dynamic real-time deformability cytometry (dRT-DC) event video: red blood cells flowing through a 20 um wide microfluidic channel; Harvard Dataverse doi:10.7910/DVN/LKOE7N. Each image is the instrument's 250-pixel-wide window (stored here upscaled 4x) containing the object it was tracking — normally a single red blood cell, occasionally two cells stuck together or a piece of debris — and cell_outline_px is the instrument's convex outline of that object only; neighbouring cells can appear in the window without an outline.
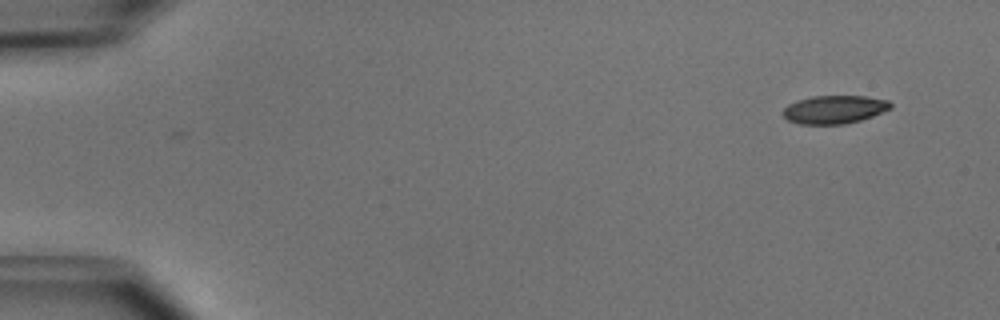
{"species": "common noctule bat (a hibernating species)", "species_latin": "Nyctalus noctula", "temperature_condition": "cold", "stored_images_in_passage": 48, "camera_frame_rate_fps": 3000, "um_per_image_px": 0.085, "animal": {"sex": "male", "body_mass_g": 15.6}, "frame": {"image": 1, "passage_image": 1, "time_ms": 0.0, "image_size_px": [1000, 320], "cell_outline_px": [[892, 108], [872, 116], [860, 120], [844, 124], [800, 124], [788, 120], [784, 116], [784, 108], [788, 104], [796, 100], [812, 96], [864, 96], [888, 100], [892, 104]], "centroid_in_image_um": [70.92, 9.3], "position_along_channel_um": 14.1, "area_um2": 17.63}}
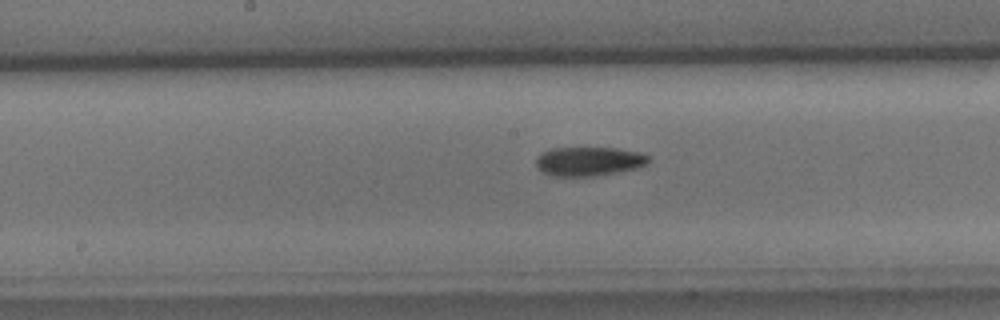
{"frame": {"image": 2, "passage_image": 24, "time_ms": 7.667, "image_size_px": [1000, 320], "cell_outline_px": [[648, 164], [636, 168], [616, 172], [592, 176], [552, 176], [540, 172], [536, 168], [536, 160], [540, 152], [552, 148], [616, 148], [640, 152], [648, 156]], "centroid_in_image_um": [50.0, 13.71], "position_along_channel_um": 198.2, "area_um2": 19.13}}
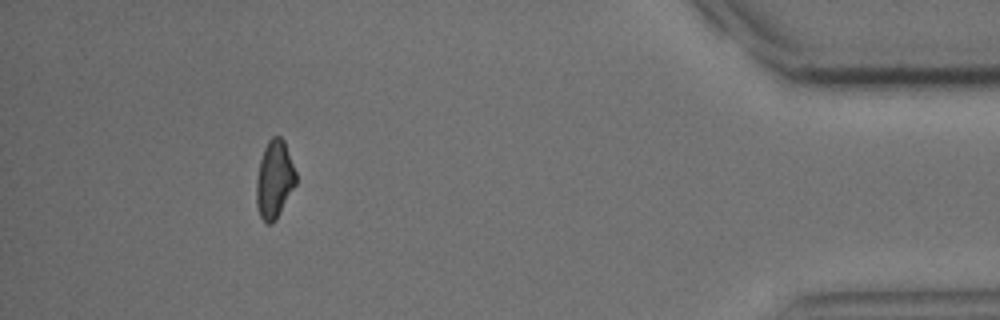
{"frame": {"image": 3, "passage_image": 44, "time_ms": 14.333, "image_size_px": [1000, 320], "cell_outline_px": [[296, 184], [276, 220], [272, 224], [268, 224], [260, 216], [256, 204], [256, 180], [260, 160], [264, 148], [268, 140], [272, 136], [280, 136], [284, 140], [296, 172]], "centroid_in_image_um": [23.32, 15.25], "position_along_channel_um": 411.9, "area_um2": 17.98}, "authors_computed_cell_mechanics": {"area_um2": 18.9295, "velocity_mm_per_s": 3.9865, "shape_relaxation_time_tau1_ms": 3.4891, "shape_relaxation_time_tau2_ms": null, "deformation_change_tau1": 0.1218, "deformation_change_tau2": null}}